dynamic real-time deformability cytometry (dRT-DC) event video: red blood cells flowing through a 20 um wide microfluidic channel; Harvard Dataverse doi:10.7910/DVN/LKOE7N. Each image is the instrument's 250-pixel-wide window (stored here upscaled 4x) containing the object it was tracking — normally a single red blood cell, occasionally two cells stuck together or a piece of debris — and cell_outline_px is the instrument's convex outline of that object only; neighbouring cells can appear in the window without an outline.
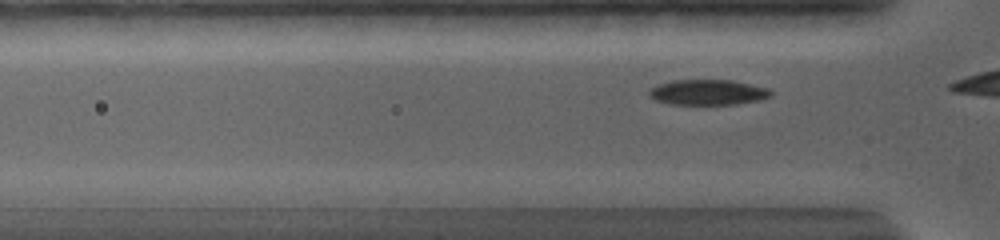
{"species": "common noctule bat (a hibernating species)", "species_latin": "Nyctalus noctula", "temperature_condition": "warm", "stored_images_in_passage": 4, "camera_frame_rate_fps": 5000, "um_per_image_px": 0.085, "animal": {"sex": "female", "body_mass_g": 19.0, "forearm_length_mm": 56.7}, "frame": {"image": 1, "passage_image": 3, "time_ms": 0.8, "image_size_px": [1000, 240], "cell_outline_px": [[772, 96], [760, 100], [736, 104], [672, 104], [656, 100], [648, 96], [648, 88], [672, 80], [732, 80], [768, 88], [772, 92]], "centroid_in_image_um": [60.16, 7.84], "position_along_channel_um": 65.6, "area_um2": 18.03}}